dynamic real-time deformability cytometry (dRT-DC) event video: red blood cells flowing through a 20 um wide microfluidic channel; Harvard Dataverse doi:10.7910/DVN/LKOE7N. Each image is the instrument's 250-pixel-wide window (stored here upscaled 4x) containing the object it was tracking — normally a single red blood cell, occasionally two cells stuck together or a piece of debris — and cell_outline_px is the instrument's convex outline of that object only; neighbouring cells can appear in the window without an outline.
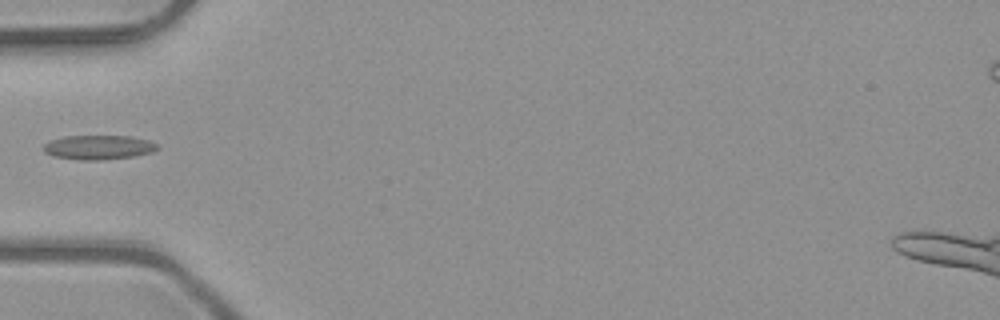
{"species": "common noctule bat (a hibernating species)", "species_latin": "Nyctalus noctula", "temperature_condition": "room temperature", "stored_images_in_passage": 4, "camera_frame_rate_fps": 3000, "um_per_image_px": 0.085, "animal": {"sex": "male", "body_mass_g": 23.1, "forearm_length_mm": 52.7}, "frame": {"image": 1, "passage_image": 4, "time_ms": 1.0, "image_size_px": [1000, 320], "cell_outline_px": [[160, 148], [152, 152], [132, 156], [104, 160], [76, 160], [52, 156], [44, 152], [44, 144], [52, 140], [64, 136], [128, 136], [148, 140], [160, 144]], "centroid_in_image_um": [8.39, 12.53], "position_along_channel_um": 76.6, "area_um2": 16.24}}